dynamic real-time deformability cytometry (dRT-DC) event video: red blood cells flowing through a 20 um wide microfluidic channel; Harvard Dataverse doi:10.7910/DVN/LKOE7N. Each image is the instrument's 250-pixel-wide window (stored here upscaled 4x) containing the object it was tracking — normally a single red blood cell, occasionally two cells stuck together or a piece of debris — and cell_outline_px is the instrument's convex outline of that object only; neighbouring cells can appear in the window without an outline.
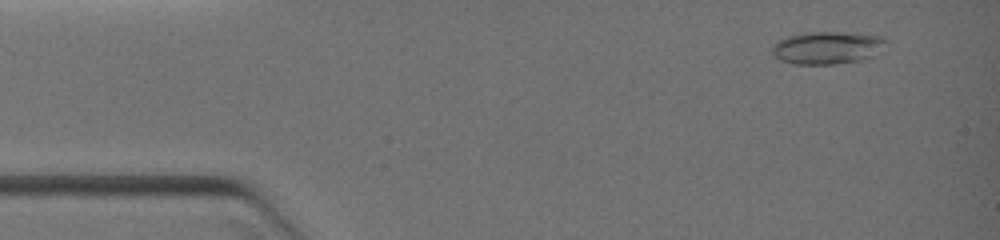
{"species": "common noctule bat (a hibernating species)", "species_latin": "Nyctalus noctula", "temperature_condition": "warm", "stored_images_in_passage": 3, "camera_frame_rate_fps": 3000, "um_per_image_px": 0.085, "animal": {"sex": "female", "body_mass_g": 19.0, "forearm_length_mm": 51.5}, "frame": {"image": 1, "passage_image": 1, "time_ms": 0.0, "image_size_px": [1000, 240], "cell_outline_px": [[884, 40], [872, 56], [860, 60], [836, 64], [796, 64], [780, 60], [772, 56], [772, 48], [780, 40], [788, 36], [804, 32], [840, 32], [880, 36]], "centroid_in_image_um": [70.21, 4.06], "position_along_channel_um": 14.8, "area_um2": 21.04}}